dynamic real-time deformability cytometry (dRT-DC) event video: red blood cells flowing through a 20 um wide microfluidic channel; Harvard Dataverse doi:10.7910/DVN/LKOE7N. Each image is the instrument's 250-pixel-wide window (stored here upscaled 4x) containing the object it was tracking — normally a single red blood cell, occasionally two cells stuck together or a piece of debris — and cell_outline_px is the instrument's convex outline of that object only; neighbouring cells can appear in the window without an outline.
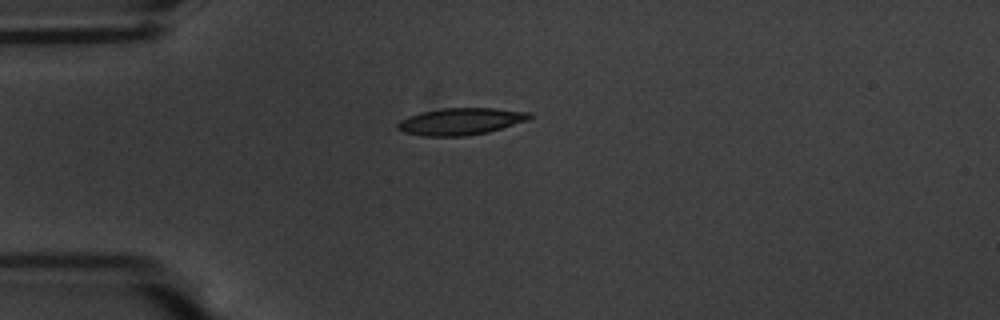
{"species": "common noctule bat (a hibernating species)", "species_latin": "Nyctalus noctula", "temperature_condition": "warm", "stored_images_in_passage": 42, "camera_frame_rate_fps": 3000, "um_per_image_px": 0.085, "animal": {"sex": "male", "body_mass_g": 20.1, "forearm_length_mm": 53.5}, "frame": {"image": 1, "passage_image": 1, "time_ms": 0.0, "image_size_px": [1000, 320], "cell_outline_px": [[532, 116], [528, 120], [488, 132], [464, 136], [424, 136], [404, 132], [396, 128], [396, 124], [400, 120], [408, 116], [420, 112], [444, 108], [496, 108], [532, 112]], "centroid_in_image_um": [39.15, 10.31], "position_along_channel_um": 45.8, "area_um2": 20.75}}
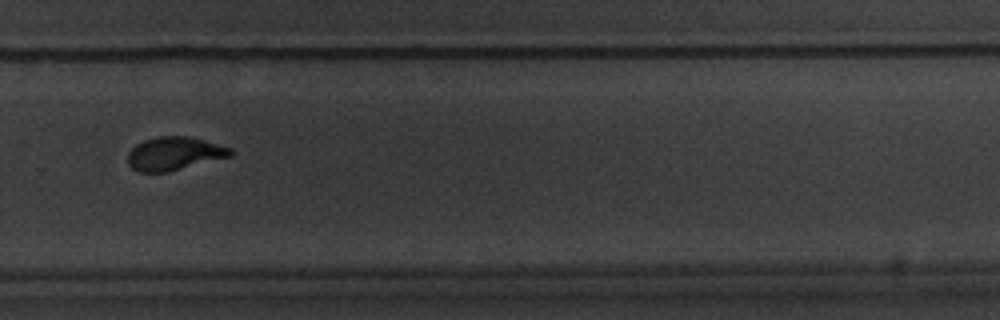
{"frame": {"image": 2, "passage_image": 25, "time_ms": 8.0, "image_size_px": [1000, 320], "cell_outline_px": [[236, 152], [232, 156], [168, 172], [136, 172], [128, 164], [128, 152], [136, 144], [144, 140], [160, 136], [188, 136], [204, 140], [232, 148]], "centroid_in_image_um": [14.83, 13.06], "position_along_channel_um": 315.0, "area_um2": 20.11}}
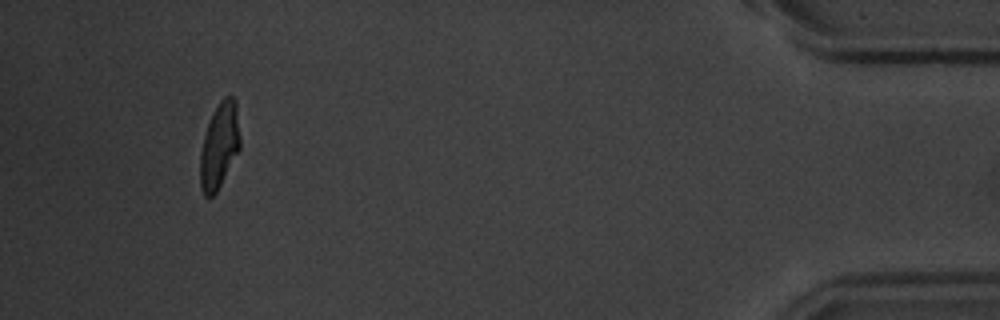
{"frame": {"image": 3, "passage_image": 39, "time_ms": 12.667, "image_size_px": [1000, 320], "cell_outline_px": [[240, 148], [216, 192], [212, 196], [204, 196], [200, 188], [200, 152], [204, 136], [208, 124], [220, 100], [224, 96], [232, 96], [236, 100], [240, 136]], "centroid_in_image_um": [18.65, 12.38], "position_along_channel_um": 416.6, "area_um2": 19.71}, "authors_computed_cell_mechanics": {"area_um2": 20.5479, "velocity_mm_per_s": 3.5955, "shape_relaxation_time_tau1_ms": 3.6415, "shape_relaxation_time_tau2_ms": 1.1297, "deformation_change_tau1": 0.1829, "deformation_change_tau2": 0.0767}}